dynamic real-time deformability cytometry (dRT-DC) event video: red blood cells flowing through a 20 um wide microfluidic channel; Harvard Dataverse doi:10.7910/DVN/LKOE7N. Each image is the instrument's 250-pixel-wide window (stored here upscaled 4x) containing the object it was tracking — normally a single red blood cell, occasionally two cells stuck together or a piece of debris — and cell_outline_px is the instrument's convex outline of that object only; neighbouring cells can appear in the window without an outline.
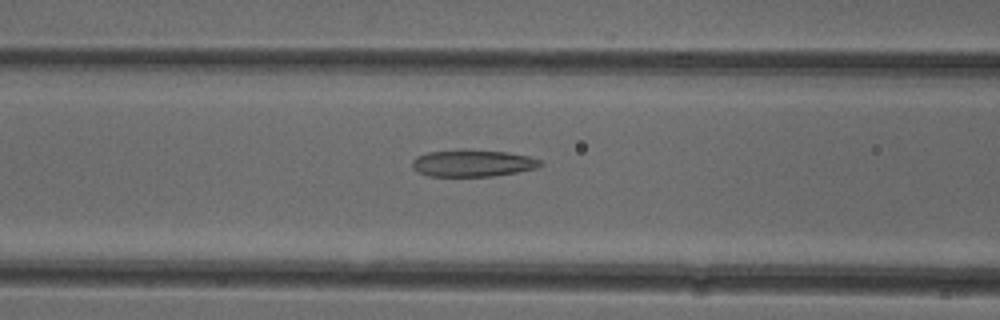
{"species": "common noctule bat (a hibernating species)", "species_latin": "Nyctalus noctula", "temperature_condition": "cold", "stored_images_in_passage": 52, "camera_frame_rate_fps": 3000, "um_per_image_px": 0.085, "animal": {"sex": "female"}, "frame": {"image": 1, "passage_image": 21, "time_ms": 6.667, "image_size_px": [1000, 320], "cell_outline_px": [[544, 164], [540, 168], [492, 176], [428, 176], [412, 168], [412, 160], [416, 156], [428, 152], [460, 148], [464, 148], [508, 152], [528, 156], [540, 160]], "centroid_in_image_um": [40.18, 13.85], "position_along_channel_um": 126.4, "area_um2": 20.52}}
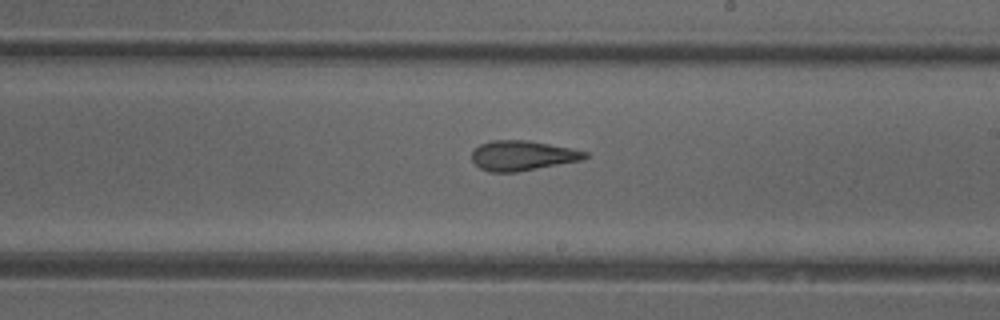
{"frame": {"image": 2, "passage_image": 30, "time_ms": 9.667, "image_size_px": [1000, 320], "cell_outline_px": [[592, 156], [584, 160], [516, 172], [488, 172], [480, 168], [472, 160], [472, 152], [480, 144], [492, 140], [528, 140], [588, 152]], "centroid_in_image_um": [44.43, 13.23], "position_along_channel_um": 244.6, "area_um2": 19.77}}
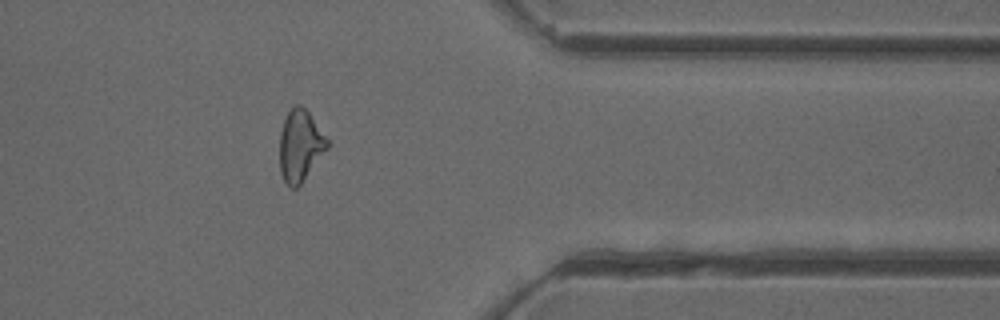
{"frame": {"image": 3, "passage_image": 42, "time_ms": 13.667, "image_size_px": [1000, 320], "cell_outline_px": [[332, 144], [300, 184], [296, 188], [292, 188], [284, 180], [280, 172], [280, 132], [284, 120], [292, 104], [300, 104], [308, 112]], "centroid_in_image_um": [25.53, 12.36], "position_along_channel_um": 385.9, "area_um2": 19.88}, "authors_computed_cell_mechanics": {"area_um2": 20.808, "velocity_mm_per_s": 3.9418, "shape_relaxation_time_tau1_ms": null, "shape_relaxation_time_tau2_ms": 3.0678, "deformation_change_tau1": null, "deformation_change_tau2": 0.1412}}